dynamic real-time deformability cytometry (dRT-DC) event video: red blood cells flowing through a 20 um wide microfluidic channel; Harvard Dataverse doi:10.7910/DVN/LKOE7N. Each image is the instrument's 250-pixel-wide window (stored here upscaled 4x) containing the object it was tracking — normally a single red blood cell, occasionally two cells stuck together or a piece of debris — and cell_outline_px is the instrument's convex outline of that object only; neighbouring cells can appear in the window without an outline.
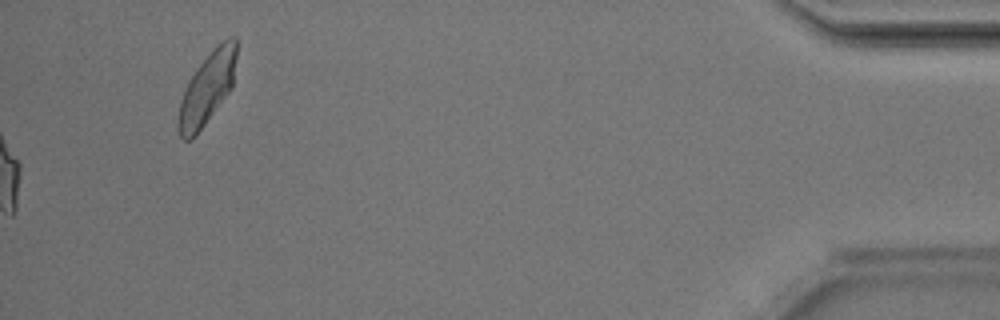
{"species": "Egyptian fruit bat (a non-hibernating species)", "species_latin": "Rousettus aegyptiacus", "temperature_condition": "room temperature", "stored_images_in_passage": 50, "camera_frame_rate_fps": 3000, "um_per_image_px": 0.085, "animal": {"sex": "male"}, "frame": {"image": 1, "passage_image": 50, "time_ms": 16.333, "image_size_px": [1000, 320], "cell_outline_px": [[236, 56], [232, 88], [196, 136], [192, 140], [184, 140], [180, 136], [176, 128], [176, 124], [180, 100], [196, 68], [216, 44], [228, 36], [236, 36]], "centroid_in_image_um": [17.6, 7.52], "position_along_channel_um": 417.6, "area_um2": 24.51}, "authors_computed_cell_mechanics": {"area_um2": 21.4438, "velocity_mm_per_s": 4.1917, "shape_relaxation_time_tau1_ms": 2.8715, "shape_relaxation_time_tau2_ms": 1.9394, "deformation_change_tau1": 0.1491, "deformation_change_tau2": 0.0889}}